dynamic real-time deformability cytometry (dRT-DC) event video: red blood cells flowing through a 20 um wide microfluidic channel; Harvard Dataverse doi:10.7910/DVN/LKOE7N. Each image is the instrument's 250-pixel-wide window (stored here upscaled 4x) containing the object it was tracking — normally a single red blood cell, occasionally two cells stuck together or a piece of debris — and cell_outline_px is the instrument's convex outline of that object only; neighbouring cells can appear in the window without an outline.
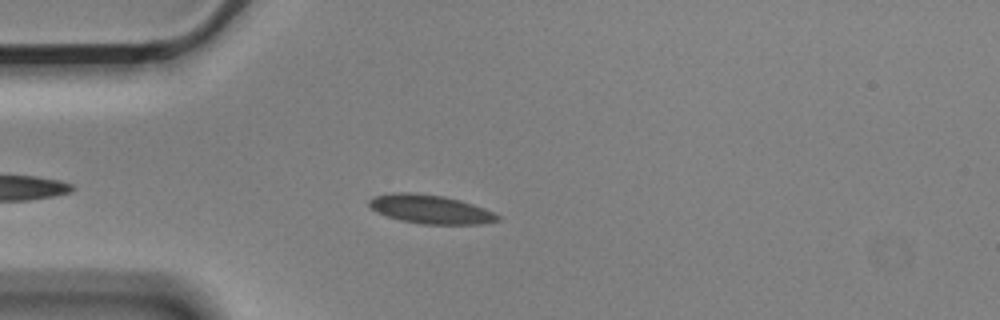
{"species": "Egyptian fruit bat (a non-hibernating species)", "species_latin": "Rousettus aegyptiacus", "temperature_condition": "cold", "stored_images_in_passage": 2, "camera_frame_rate_fps": 3000, "um_per_image_px": 0.085, "animal": {"sex": "male"}, "frame": {"image": 1, "passage_image": 2, "time_ms": 0.333, "image_size_px": [1000, 320], "cell_outline_px": [[500, 220], [484, 224], [420, 224], [400, 220], [376, 212], [368, 204], [368, 200], [376, 196], [392, 192], [408, 192], [444, 196], [460, 200], [484, 208], [500, 216]], "centroid_in_image_um": [36.58, 17.79], "position_along_channel_um": 48.4, "area_um2": 21.5}}